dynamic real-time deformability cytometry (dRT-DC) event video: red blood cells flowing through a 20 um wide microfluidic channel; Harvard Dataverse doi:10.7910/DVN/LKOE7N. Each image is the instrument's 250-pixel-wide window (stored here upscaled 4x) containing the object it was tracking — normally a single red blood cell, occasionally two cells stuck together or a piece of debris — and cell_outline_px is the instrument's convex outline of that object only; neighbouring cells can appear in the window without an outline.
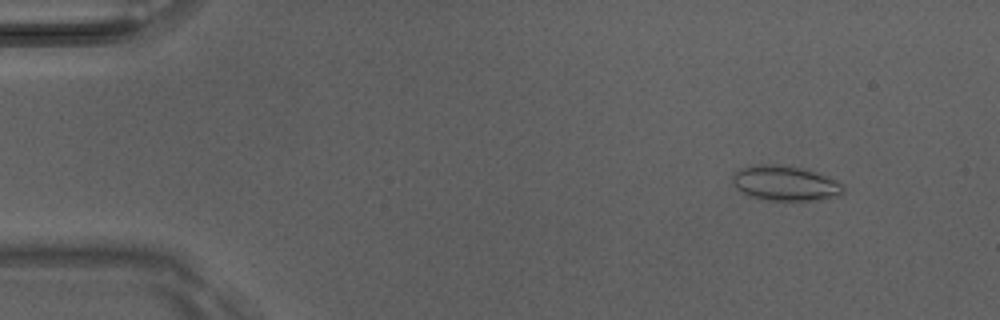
{"species": "Egyptian fruit bat (a non-hibernating species)", "species_latin": "Rousettus aegyptiacus", "temperature_condition": "room temperature", "stored_images_in_passage": 51, "camera_frame_rate_fps": 3000, "um_per_image_px": 0.085, "animal": {"sex": "male"}, "frame": {"image": 1, "passage_image": 6, "time_ms": 1.667, "image_size_px": [1000, 320], "cell_outline_px": [[844, 192], [840, 196], [820, 200], [768, 200], [752, 196], [744, 192], [732, 184], [732, 176], [736, 172], [744, 168], [764, 164], [780, 164], [816, 172], [844, 184]], "centroid_in_image_um": [66.8, 15.59], "position_along_channel_um": 18.2, "area_um2": 22.25}}
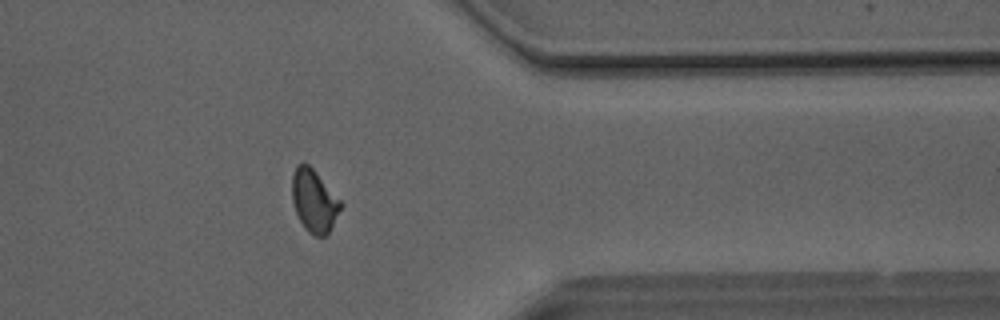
{"frame": {"image": 2, "passage_image": 41, "time_ms": 13.333, "image_size_px": [1000, 320], "cell_outline_px": [[344, 204], [328, 232], [324, 236], [316, 236], [308, 232], [304, 228], [296, 212], [292, 200], [292, 172], [296, 164], [308, 164], [316, 172]], "centroid_in_image_um": [26.69, 17.06], "position_along_channel_um": 384.7, "area_um2": 17.63}}
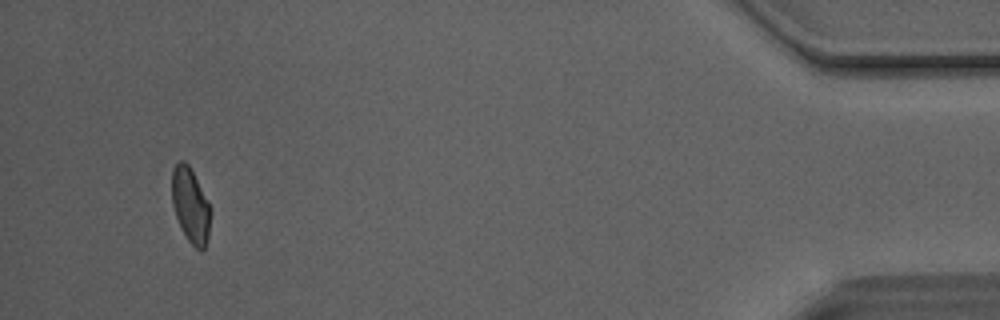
{"frame": {"image": 3, "passage_image": 48, "time_ms": 15.667, "image_size_px": [1000, 320], "cell_outline_px": [[212, 212], [208, 240], [204, 248], [200, 252], [188, 240], [176, 216], [172, 204], [172, 168], [180, 160], [184, 160], [188, 164], [212, 208]], "centroid_in_image_um": [16.22, 17.46], "position_along_channel_um": 419.0, "area_um2": 16.94}, "authors_computed_cell_mechanics": {"area_um2": 17.9758, "velocity_mm_per_s": 4.1215, "shape_relaxation_time_tau1_ms": null, "shape_relaxation_time_tau2_ms": 1.5559, "deformation_change_tau1": null, "deformation_change_tau2": 0.0658}}